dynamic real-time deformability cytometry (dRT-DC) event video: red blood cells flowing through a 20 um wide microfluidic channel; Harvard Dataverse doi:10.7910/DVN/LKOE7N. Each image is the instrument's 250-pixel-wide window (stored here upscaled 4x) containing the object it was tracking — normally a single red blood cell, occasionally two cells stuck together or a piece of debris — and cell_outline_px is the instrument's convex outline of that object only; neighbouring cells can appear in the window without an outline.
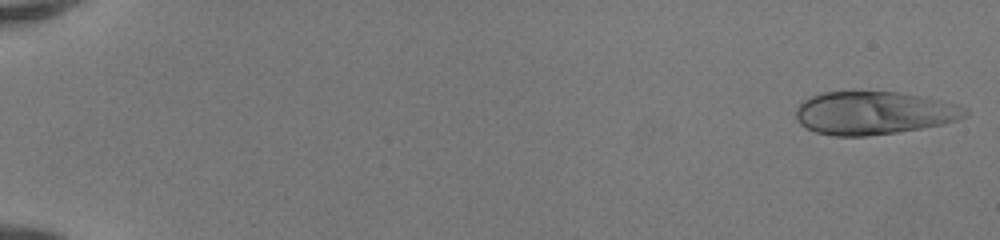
{"species": "human", "species_latin": "Homo sapiens", "temperature_condition": "room temperature", "stored_images_in_passage": 49, "camera_frame_rate_fps": 3000, "um_per_image_px": 0.085, "donor": {"sex": "female"}, "frame": {"image": 1, "passage_image": 1, "time_ms": 0.0, "image_size_px": [1000, 240], "cell_outline_px": [[968, 112], [964, 116], [956, 120], [940, 124], [920, 128], [896, 132], [868, 136], [832, 136], [816, 132], [804, 128], [796, 120], [796, 108], [804, 100], [812, 96], [824, 92], [896, 92], [940, 100], [968, 108]], "centroid_in_image_um": [74.22, 9.61], "position_along_channel_um": 10.8, "area_um2": 42.14}}
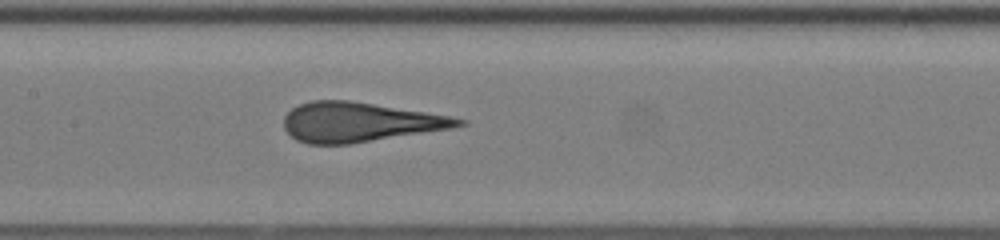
{"frame": {"image": 2, "passage_image": 26, "time_ms": 8.333, "image_size_px": [1000, 240], "cell_outline_px": [[468, 124], [452, 128], [348, 144], [308, 144], [296, 140], [284, 128], [284, 116], [292, 108], [300, 104], [312, 100], [348, 100], [424, 112], [448, 116], [468, 120]], "centroid_in_image_um": [30.53, 10.38], "position_along_channel_um": 176.9, "area_um2": 39.82}}
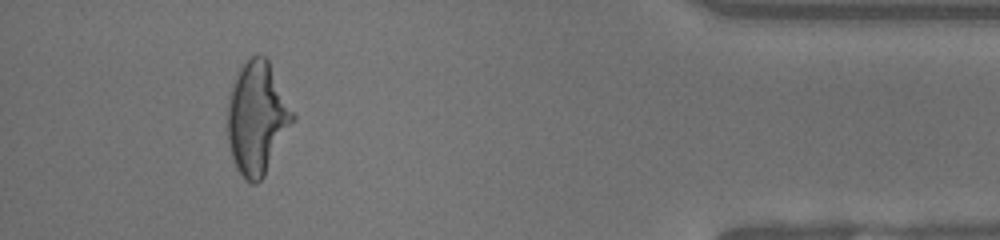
{"frame": {"image": 3, "passage_image": 46, "time_ms": 15.0, "image_size_px": [1000, 240], "cell_outline_px": [[296, 120], [264, 176], [256, 184], [252, 184], [244, 180], [236, 168], [228, 144], [228, 96], [236, 76], [240, 68], [256, 52], [264, 56], [268, 60], [296, 112]], "centroid_in_image_um": [21.89, 10.04], "position_along_channel_um": 413.3, "area_um2": 43.35}}